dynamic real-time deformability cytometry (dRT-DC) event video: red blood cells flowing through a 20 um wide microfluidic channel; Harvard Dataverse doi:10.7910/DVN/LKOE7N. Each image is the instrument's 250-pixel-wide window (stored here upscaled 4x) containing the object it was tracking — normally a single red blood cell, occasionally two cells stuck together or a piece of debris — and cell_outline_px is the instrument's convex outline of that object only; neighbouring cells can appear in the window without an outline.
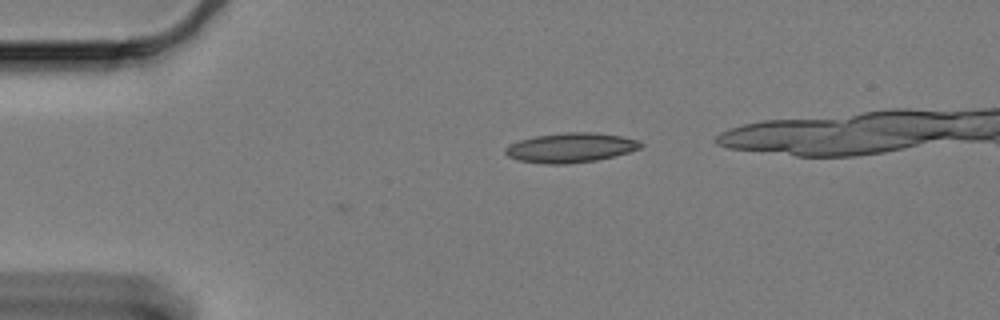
{"species": "Egyptian fruit bat (a non-hibernating species)", "species_latin": "Rousettus aegyptiacus", "temperature_condition": "cold", "stored_images_in_passage": 3, "camera_frame_rate_fps": 3000, "um_per_image_px": 0.085, "animal": {"sex": "female"}, "frame": {"image": 1, "passage_image": 3, "time_ms": 0.667, "image_size_px": [1000, 320], "cell_outline_px": [[644, 144], [640, 148], [628, 152], [596, 160], [568, 164], [548, 164], [520, 160], [508, 156], [504, 152], [504, 148], [520, 140], [536, 136], [564, 132], [596, 132], [620, 136], [636, 140]], "centroid_in_image_um": [48.5, 12.55], "position_along_channel_um": 36.5, "area_um2": 23.06}}